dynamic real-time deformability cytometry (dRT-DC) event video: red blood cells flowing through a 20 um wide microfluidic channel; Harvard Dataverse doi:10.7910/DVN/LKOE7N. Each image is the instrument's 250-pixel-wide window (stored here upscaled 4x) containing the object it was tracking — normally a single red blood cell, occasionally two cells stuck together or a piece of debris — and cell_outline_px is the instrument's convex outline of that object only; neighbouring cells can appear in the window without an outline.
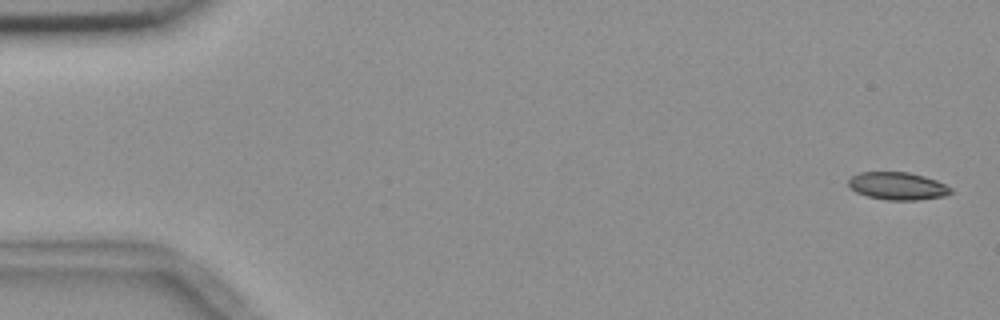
{"species": "common noctule bat (a hibernating species)", "species_latin": "Nyctalus noctula", "temperature_condition": "room temperature", "stored_images_in_passage": 55, "camera_frame_rate_fps": 3000, "um_per_image_px": 0.085, "animal": {"sex": "female", "body_mass_g": 18.4}, "frame": {"image": 1, "passage_image": 1, "time_ms": 0.0, "image_size_px": [1000, 320], "cell_outline_px": [[952, 192], [944, 196], [916, 200], [888, 200], [868, 196], [856, 192], [848, 184], [848, 180], [852, 176], [860, 172], [908, 172], [924, 176], [936, 180], [952, 188]], "centroid_in_image_um": [76.3, 15.81], "position_along_channel_um": 8.7, "area_um2": 16.36}}
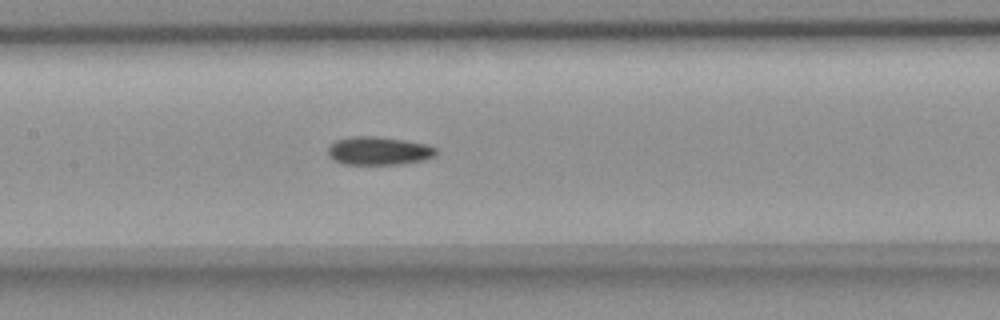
{"frame": {"image": 2, "passage_image": 26, "time_ms": 8.333, "image_size_px": [1000, 320], "cell_outline_px": [[436, 156], [424, 160], [404, 164], [344, 164], [328, 156], [328, 148], [336, 140], [352, 136], [376, 136], [404, 140], [428, 144], [436, 148]], "centroid_in_image_um": [32.23, 12.82], "position_along_channel_um": 175.2, "area_um2": 17.86}}
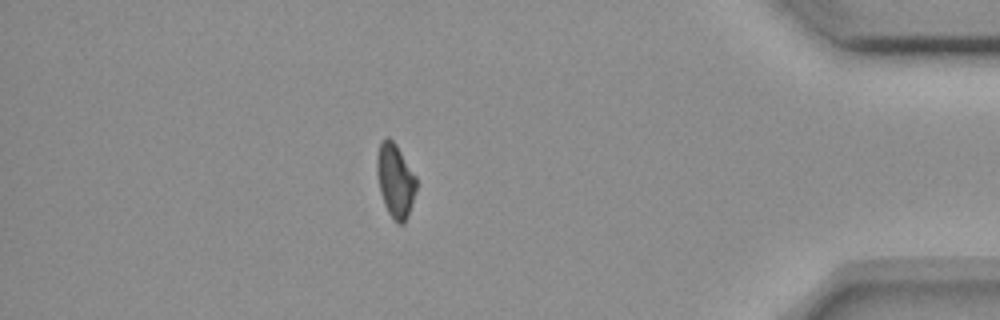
{"frame": {"image": 3, "passage_image": 48, "time_ms": 15.667, "image_size_px": [1000, 320], "cell_outline_px": [[416, 188], [404, 224], [396, 224], [388, 212], [384, 204], [380, 192], [376, 172], [376, 156], [380, 140], [388, 136], [396, 144], [416, 176]], "centroid_in_image_um": [33.56, 15.31], "position_along_channel_um": 401.6, "area_um2": 16.94}}